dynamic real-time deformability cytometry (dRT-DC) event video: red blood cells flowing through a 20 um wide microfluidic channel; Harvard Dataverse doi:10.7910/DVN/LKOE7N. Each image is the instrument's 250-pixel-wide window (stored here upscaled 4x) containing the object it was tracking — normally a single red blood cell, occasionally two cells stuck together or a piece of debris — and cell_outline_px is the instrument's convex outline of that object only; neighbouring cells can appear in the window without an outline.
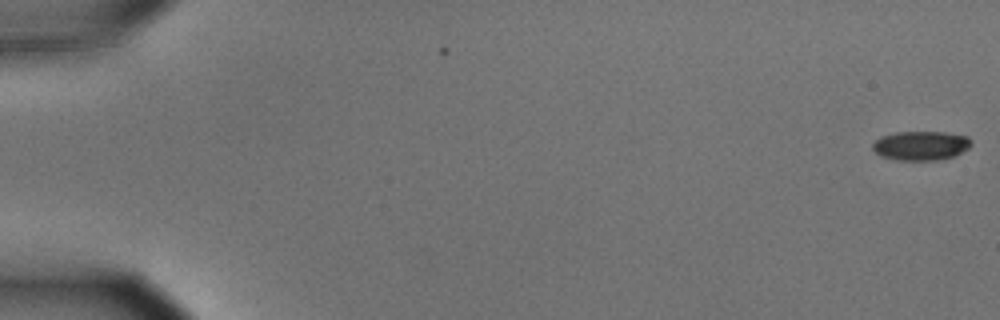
{"species": "common noctule bat (a hibernating species)", "species_latin": "Nyctalus noctula", "temperature_condition": "cold", "stored_images_in_passage": 4, "camera_frame_rate_fps": 3000, "um_per_image_px": 0.085, "animal": {"sex": "male", "body_mass_g": 15.6}, "frame": {"image": 1, "passage_image": 4, "time_ms": 1.0, "image_size_px": [1000, 320], "cell_outline_px": [[972, 144], [968, 148], [952, 156], [936, 160], [900, 160], [884, 156], [876, 152], [872, 148], [872, 144], [880, 136], [896, 132], [944, 132], [968, 136], [972, 140]], "centroid_in_image_um": [78.28, 12.36], "position_along_channel_um": 6.7, "area_um2": 16.59}}